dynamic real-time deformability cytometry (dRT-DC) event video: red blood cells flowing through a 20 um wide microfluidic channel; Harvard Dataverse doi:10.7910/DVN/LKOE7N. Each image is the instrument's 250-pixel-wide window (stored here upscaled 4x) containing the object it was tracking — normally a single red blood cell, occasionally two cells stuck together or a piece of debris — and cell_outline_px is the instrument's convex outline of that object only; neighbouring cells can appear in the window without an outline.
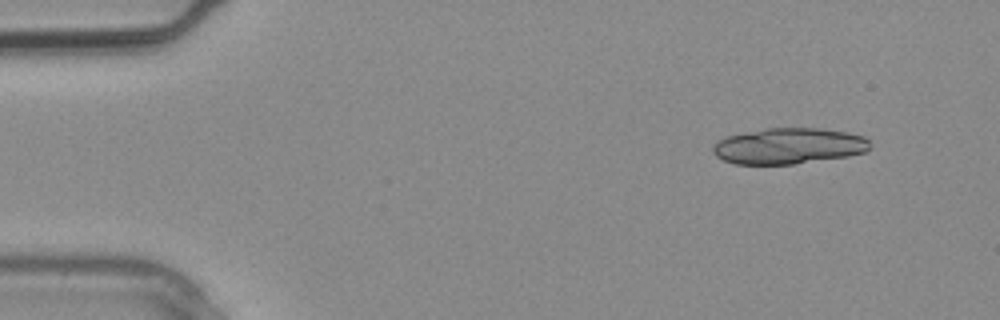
{"species": "common noctule bat (a hibernating species)", "species_latin": "Nyctalus noctula", "temperature_condition": "warm", "stored_images_in_passage": 6, "camera_frame_rate_fps": 3000, "um_per_image_px": 0.085, "animal": {"sex": "male", "body_mass_g": 20.4}, "frame": {"image": 1, "passage_image": 1, "time_ms": 0.0, "image_size_px": [1000, 320], "cell_outline_px": [[868, 148], [864, 152], [848, 156], [792, 164], [736, 164], [724, 160], [716, 156], [712, 152], [712, 148], [720, 140], [728, 136], [764, 128], [820, 128], [848, 132], [864, 136], [868, 140]], "centroid_in_image_um": [67.04, 12.4], "position_along_channel_um": 18.0, "area_um2": 32.66}}